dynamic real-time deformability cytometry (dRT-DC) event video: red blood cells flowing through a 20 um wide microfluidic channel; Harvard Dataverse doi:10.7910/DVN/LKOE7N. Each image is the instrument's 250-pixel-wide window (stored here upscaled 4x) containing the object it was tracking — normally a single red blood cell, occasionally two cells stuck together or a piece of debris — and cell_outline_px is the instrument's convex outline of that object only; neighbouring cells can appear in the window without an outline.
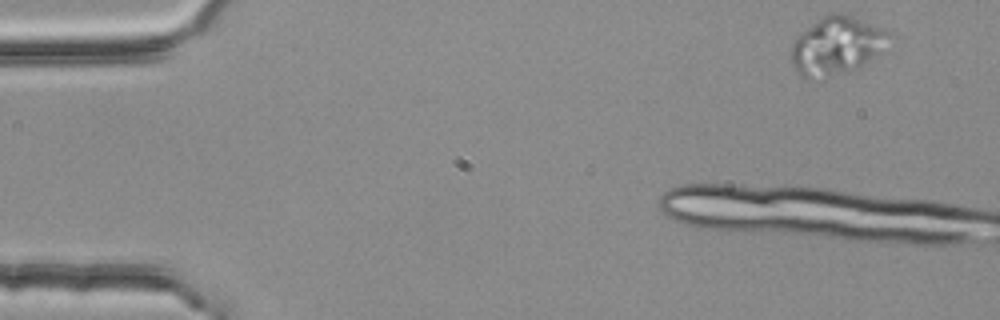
{"species": "common noctule bat (a hibernating species)", "species_latin": "Nyctalus noctula", "temperature_condition": "room temperature", "stored_images_in_passage": 6, "camera_frame_rate_fps": 3000, "um_per_image_px": 0.085, "animal": {"sex": "female", "body_mass_g": 25.1}, "frame": {"image": 1, "passage_image": 1, "time_ms": 0.0, "image_size_px": [1000, 320], "cell_outline_px": [[892, 32], [880, 52], [856, 68], [828, 76], [812, 80], [800, 76], [792, 64], [792, 40], [800, 32], [828, 12], [844, 12], [884, 28]], "centroid_in_image_um": [71.08, 3.84], "position_along_channel_um": 13.9, "area_um2": 33.0}}